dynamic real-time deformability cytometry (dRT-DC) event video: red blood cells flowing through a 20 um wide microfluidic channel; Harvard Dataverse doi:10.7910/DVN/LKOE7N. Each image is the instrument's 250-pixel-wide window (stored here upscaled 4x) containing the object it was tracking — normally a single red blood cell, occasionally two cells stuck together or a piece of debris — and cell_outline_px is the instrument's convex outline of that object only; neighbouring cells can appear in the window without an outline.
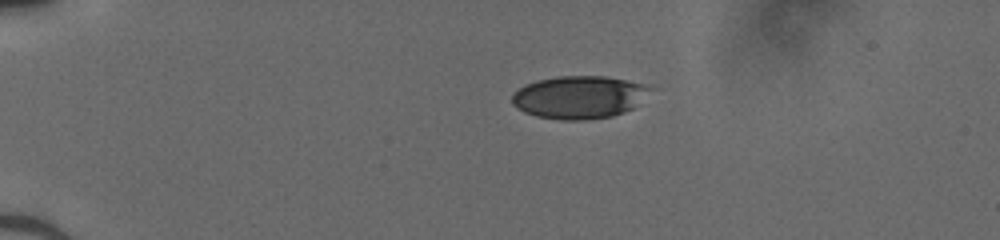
{"species": "human", "species_latin": "Homo sapiens", "temperature_condition": "cold", "stored_images_in_passage": 40, "camera_frame_rate_fps": 3000, "um_per_image_px": 0.085, "donor": {"sex": "male"}, "frame": {"image": 1, "passage_image": 1, "time_ms": 0.0, "image_size_px": [1000, 240], "cell_outline_px": [[660, 88], [632, 108], [624, 112], [612, 116], [584, 120], [560, 120], [536, 116], [524, 112], [516, 108], [512, 104], [512, 92], [524, 84], [536, 80], [556, 76], [604, 76], [644, 84]], "centroid_in_image_um": [49.26, 8.25], "position_along_channel_um": 35.7, "area_um2": 35.08}}
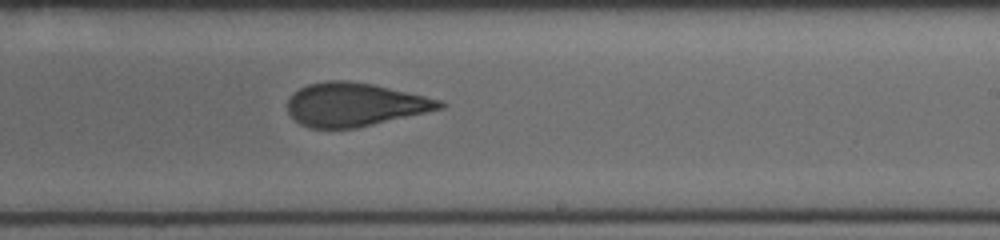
{"frame": {"image": 2, "passage_image": 22, "time_ms": 7.0, "image_size_px": [1000, 240], "cell_outline_px": [[448, 104], [444, 108], [356, 128], [312, 128], [300, 124], [288, 112], [288, 100], [292, 92], [308, 84], [324, 80], [348, 80], [372, 84], [424, 96], [440, 100]], "centroid_in_image_um": [30.13, 8.88], "position_along_channel_um": 258.9, "area_um2": 38.38}}
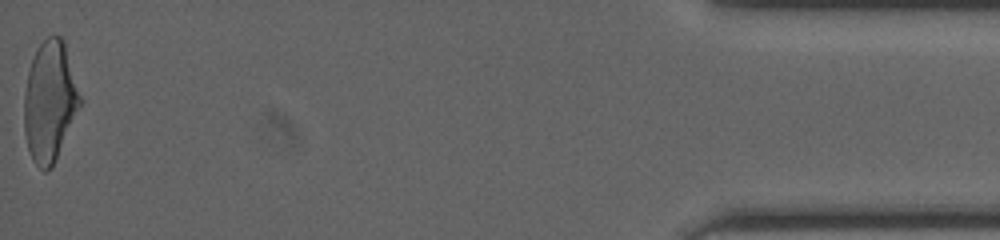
{"frame": {"image": 3, "passage_image": 40, "time_ms": 13.0, "image_size_px": [1000, 240], "cell_outline_px": [[84, 100], [52, 168], [48, 172], [44, 172], [32, 160], [28, 148], [24, 132], [24, 92], [28, 72], [32, 60], [40, 44], [48, 36], [60, 36], [64, 40]], "centroid_in_image_um": [4.27, 8.64], "position_along_channel_um": 430.9, "area_um2": 39.82}}